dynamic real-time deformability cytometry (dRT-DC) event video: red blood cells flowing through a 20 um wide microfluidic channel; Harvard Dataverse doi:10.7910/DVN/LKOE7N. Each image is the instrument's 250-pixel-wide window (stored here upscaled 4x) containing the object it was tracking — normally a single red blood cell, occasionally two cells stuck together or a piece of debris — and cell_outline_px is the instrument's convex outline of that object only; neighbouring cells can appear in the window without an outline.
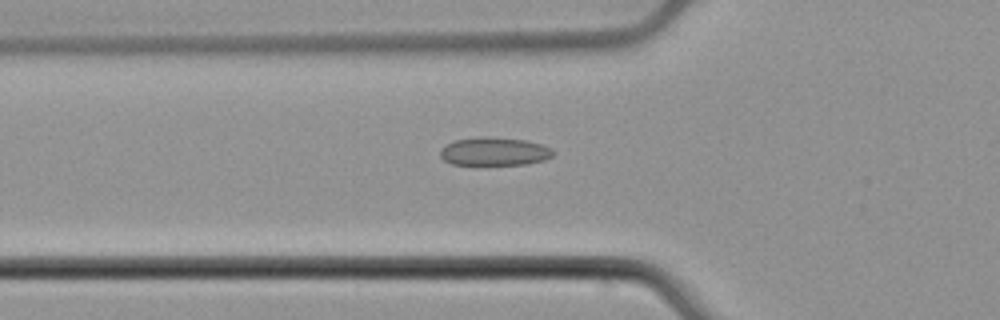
{"species": "common noctule bat (a hibernating species)", "species_latin": "Nyctalus noctula", "temperature_condition": "cold", "stored_images_in_passage": 46, "camera_frame_rate_fps": 3000, "um_per_image_px": 0.085, "animal": {"sex": "male", "body_mass_g": 21.5, "forearm_length_mm": 52.0}, "frame": {"image": 1, "passage_image": 12, "time_ms": 3.667, "image_size_px": [1000, 320], "cell_outline_px": [[556, 152], [552, 156], [544, 160], [528, 164], [452, 164], [444, 160], [440, 156], [440, 148], [456, 140], [480, 136], [488, 136], [524, 140], [540, 144], [552, 148]], "centroid_in_image_um": [42.04, 12.87], "position_along_channel_um": 83.8, "area_um2": 18.55}}
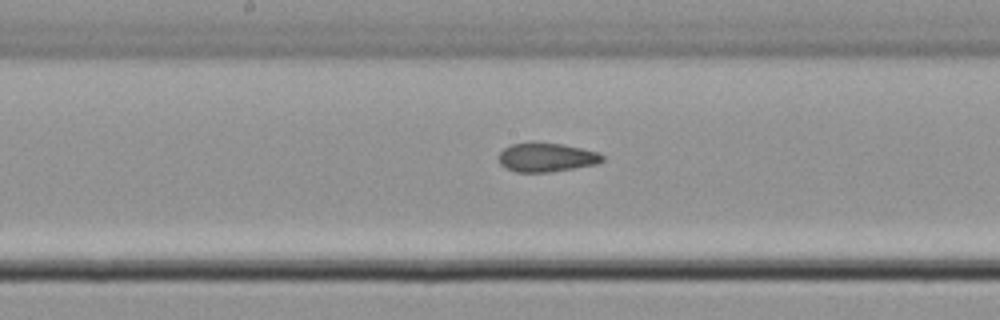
{"frame": {"image": 2, "passage_image": 21, "time_ms": 6.667, "image_size_px": [1000, 320], "cell_outline_px": [[604, 160], [596, 164], [548, 172], [516, 172], [500, 164], [500, 152], [504, 148], [512, 144], [532, 140], [564, 144], [600, 152], [604, 156]], "centroid_in_image_um": [46.46, 13.33], "position_along_channel_um": 201.7, "area_um2": 17.74}}
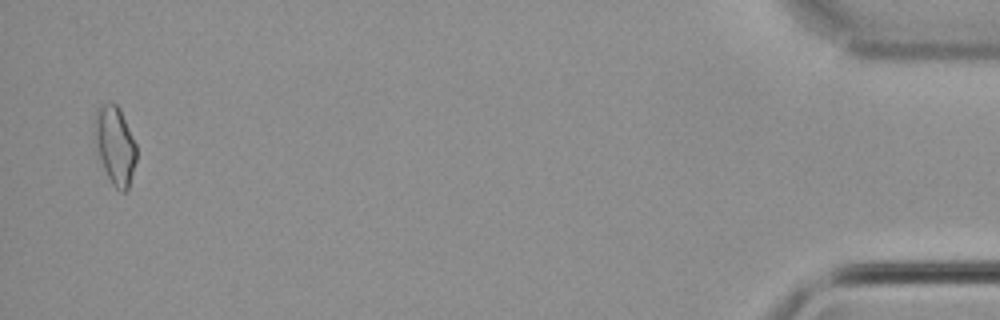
{"frame": {"image": 3, "passage_image": 45, "time_ms": 14.667, "image_size_px": [1000, 320], "cell_outline_px": [[136, 160], [128, 188], [124, 192], [120, 192], [112, 184], [104, 168], [96, 148], [92, 132], [96, 108], [100, 104], [108, 100], [112, 100], [120, 108], [136, 144]], "centroid_in_image_um": [9.74, 12.26], "position_along_channel_um": 425.5, "area_um2": 19.42}, "authors_computed_cell_mechanics": {"area_um2": 18.1203, "velocity_mm_per_s": 3.9157, "shape_relaxation_time_tau1_ms": null, "shape_relaxation_time_tau2_ms": 2.5541, "deformation_change_tau1": null, "deformation_change_tau2": 0.0867}}